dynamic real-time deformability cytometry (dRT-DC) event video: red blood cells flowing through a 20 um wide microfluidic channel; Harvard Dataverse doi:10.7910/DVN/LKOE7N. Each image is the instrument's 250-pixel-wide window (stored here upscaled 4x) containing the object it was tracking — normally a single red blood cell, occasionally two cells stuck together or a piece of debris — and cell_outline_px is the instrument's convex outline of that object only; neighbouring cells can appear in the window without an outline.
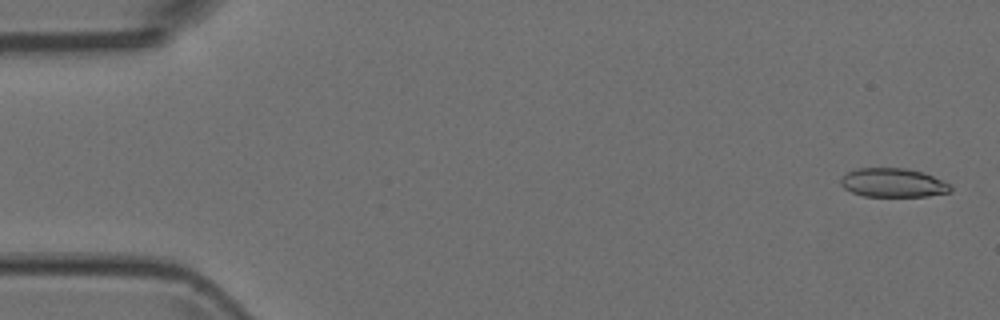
{"species": "Egyptian fruit bat (a non-hibernating species)", "species_latin": "Rousettus aegyptiacus", "temperature_condition": "room temperature", "stored_images_in_passage": 4, "camera_frame_rate_fps": 3000, "um_per_image_px": 0.085, "animal": {"sex": "female"}, "frame": {"image": 1, "passage_image": 1, "time_ms": 0.0, "image_size_px": [1000, 320], "cell_outline_px": [[952, 192], [928, 196], [864, 196], [852, 192], [844, 188], [840, 184], [840, 180], [848, 172], [856, 168], [904, 168], [924, 172], [952, 184]], "centroid_in_image_um": [75.96, 15.53], "position_along_channel_um": 9.0, "area_um2": 18.61}}